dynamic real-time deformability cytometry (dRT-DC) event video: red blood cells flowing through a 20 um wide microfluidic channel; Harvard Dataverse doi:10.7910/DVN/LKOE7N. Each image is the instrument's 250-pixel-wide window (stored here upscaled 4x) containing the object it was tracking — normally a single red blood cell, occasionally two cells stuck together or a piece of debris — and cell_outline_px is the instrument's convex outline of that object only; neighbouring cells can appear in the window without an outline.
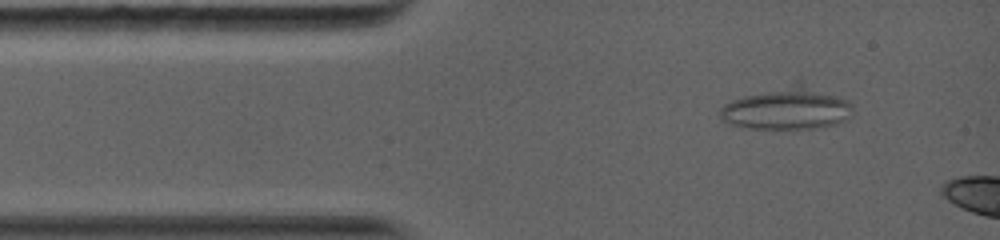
{"species": "common noctule bat (a hibernating species)", "species_latin": "Nyctalus noctula", "temperature_condition": "warm", "stored_images_in_passage": 4, "camera_frame_rate_fps": 5000, "um_per_image_px": 0.085, "animal": {"sex": "female", "body_mass_g": 19.0, "forearm_length_mm": 56.7}, "frame": {"image": 1, "passage_image": 2, "time_ms": 0.4, "image_size_px": [1000, 240], "cell_outline_px": [[852, 108], [844, 120], [836, 124], [816, 128], [748, 128], [728, 124], [720, 120], [720, 108], [724, 104], [732, 100], [744, 96], [800, 80], [804, 80], [848, 100], [852, 104]], "centroid_in_image_um": [66.9, 9.18], "position_along_channel_um": 18.1, "area_um2": 33.06}}